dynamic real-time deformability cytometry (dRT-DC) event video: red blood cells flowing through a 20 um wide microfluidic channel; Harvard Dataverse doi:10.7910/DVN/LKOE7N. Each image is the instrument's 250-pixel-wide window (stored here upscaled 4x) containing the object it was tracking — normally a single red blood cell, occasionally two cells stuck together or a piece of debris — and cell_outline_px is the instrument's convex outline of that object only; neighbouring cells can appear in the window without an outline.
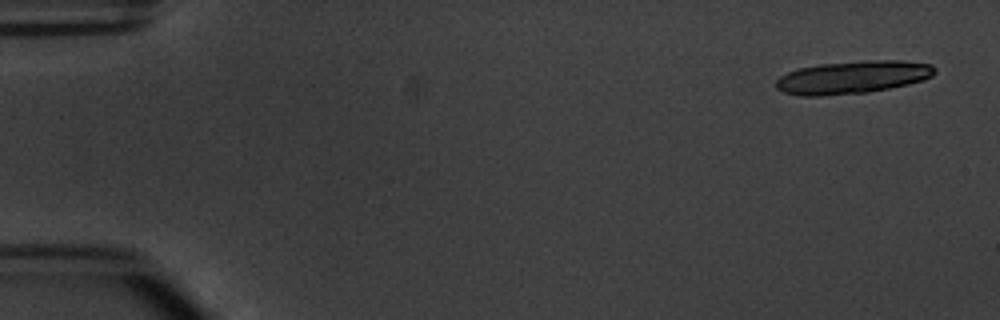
{"species": "common noctule bat (a hibernating species)", "species_latin": "Nyctalus noctula", "temperature_condition": "warm", "stored_images_in_passage": 6, "camera_frame_rate_fps": 3000, "um_per_image_px": 0.085, "animal": {"sex": "male", "body_mass_g": 20.1, "forearm_length_mm": 53.5}, "frame": {"image": 1, "passage_image": 1, "time_ms": 0.0, "image_size_px": [1000, 320], "cell_outline_px": [[936, 72], [932, 76], [924, 80], [908, 84], [868, 92], [820, 96], [800, 96], [784, 92], [776, 88], [776, 80], [780, 76], [788, 72], [800, 68], [820, 64], [864, 60], [900, 60], [932, 64], [936, 68]], "centroid_in_image_um": [72.49, 6.56], "position_along_channel_um": 12.5, "area_um2": 30.4}}